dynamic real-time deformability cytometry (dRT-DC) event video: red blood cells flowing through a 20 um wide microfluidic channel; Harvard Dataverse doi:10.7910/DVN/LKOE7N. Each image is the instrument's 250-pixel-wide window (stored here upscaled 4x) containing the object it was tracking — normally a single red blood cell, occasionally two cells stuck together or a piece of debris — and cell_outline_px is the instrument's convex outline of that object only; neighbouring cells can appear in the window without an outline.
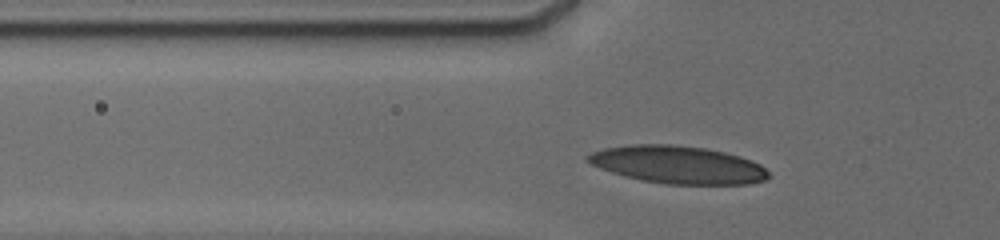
{"species": "human", "species_latin": "Homo sapiens", "temperature_condition": "cold", "stored_images_in_passage": 42, "camera_frame_rate_fps": 3000, "um_per_image_px": 0.085, "donor": {"sex": "male"}, "frame": {"image": 1, "passage_image": 9, "time_ms": 2.0, "image_size_px": [1000, 240], "cell_outline_px": [[768, 176], [764, 180], [748, 184], [668, 184], [644, 180], [612, 172], [600, 168], [584, 160], [584, 156], [592, 152], [604, 148], [628, 144], [672, 144], [704, 148], [724, 152], [740, 156], [760, 164], [768, 172]], "centroid_in_image_um": [57.59, 13.99], "position_along_channel_um": 68.2, "area_um2": 39.42}}
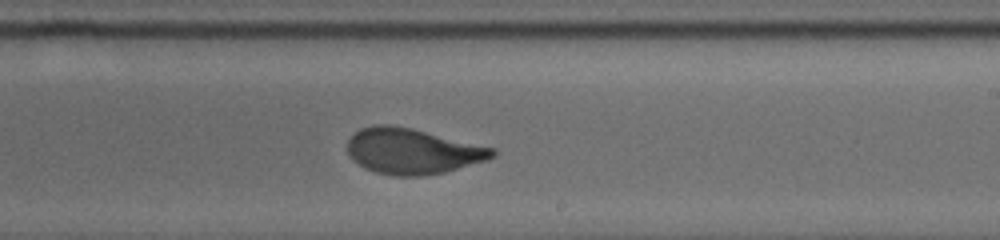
{"frame": {"image": 2, "passage_image": 26, "time_ms": 7.0, "image_size_px": [1000, 240], "cell_outline_px": [[496, 156], [488, 160], [444, 172], [424, 176], [396, 176], [376, 172], [364, 168], [352, 160], [348, 152], [348, 140], [360, 128], [376, 124], [392, 124], [412, 128], [496, 148]], "centroid_in_image_um": [35.08, 12.85], "position_along_channel_um": 253.9, "area_um2": 38.78}}
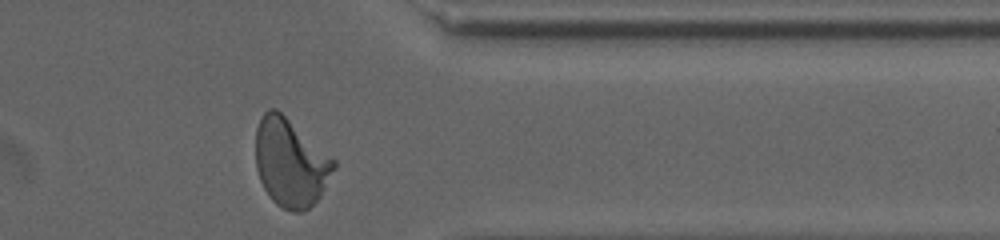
{"frame": {"image": 3, "passage_image": 41, "time_ms": 10.667, "image_size_px": [1000, 240], "cell_outline_px": [[336, 168], [320, 196], [308, 208], [300, 212], [292, 212], [276, 204], [272, 200], [264, 188], [260, 180], [256, 168], [256, 128], [264, 112], [268, 108], [276, 108], [332, 156], [336, 160]], "centroid_in_image_um": [24.7, 13.82], "position_along_channel_um": 386.7, "area_um2": 40.06}, "authors_computed_cell_mechanics": {"area_um2": 38.1191, "velocity_mm_per_s": 3.7916, "shape_relaxation_time_tau1_ms": 4.1606, "shape_relaxation_time_tau2_ms": null, "deformation_change_tau1": 0.181, "deformation_change_tau2": null}}